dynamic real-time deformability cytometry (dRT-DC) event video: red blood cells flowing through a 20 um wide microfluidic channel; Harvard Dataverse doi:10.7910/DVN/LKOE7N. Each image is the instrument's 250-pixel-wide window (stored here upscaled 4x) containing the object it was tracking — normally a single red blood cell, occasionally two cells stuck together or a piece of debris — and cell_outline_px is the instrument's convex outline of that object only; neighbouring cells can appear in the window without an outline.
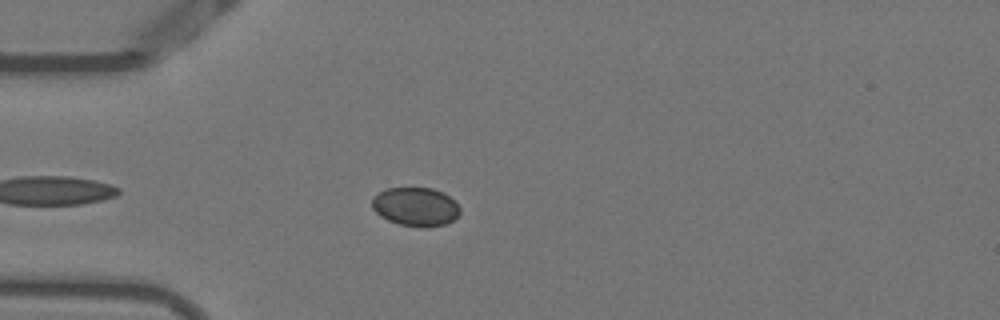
{"species": "Egyptian fruit bat (a non-hibernating species)", "species_latin": "Rousettus aegyptiacus", "temperature_condition": "warm", "stored_images_in_passage": 24, "camera_frame_rate_fps": 3000, "um_per_image_px": 0.085, "animal": {"sex": "female"}, "frame": {"image": 1, "passage_image": 6, "time_ms": 1.667, "image_size_px": [1000, 320], "cell_outline_px": [[460, 212], [452, 220], [444, 224], [400, 224], [388, 220], [380, 216], [372, 208], [372, 196], [388, 188], [432, 188], [444, 192], [460, 208]], "centroid_in_image_um": [35.28, 17.51], "position_along_channel_um": 49.7, "area_um2": 19.07}}
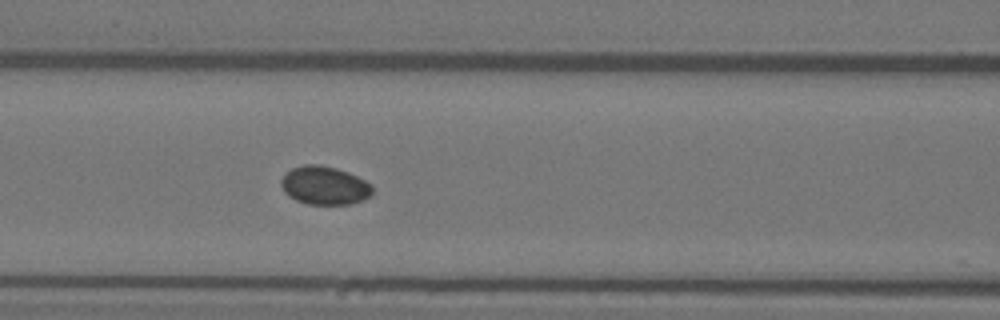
{"frame": {"image": 2, "passage_image": 14, "time_ms": 4.333, "image_size_px": [1000, 320], "cell_outline_px": [[372, 192], [364, 200], [352, 204], [308, 204], [296, 200], [288, 196], [284, 192], [280, 184], [280, 180], [292, 168], [304, 164], [320, 164], [336, 168], [348, 172], [372, 184]], "centroid_in_image_um": [27.57, 15.76], "position_along_channel_um": 139.0, "area_um2": 20.46}}
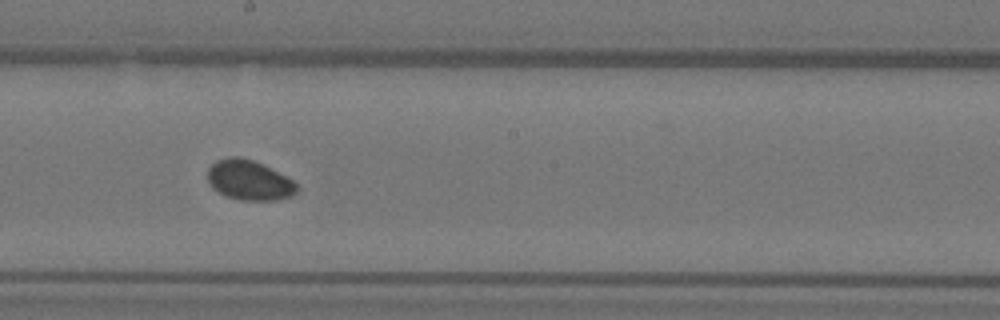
{"frame": {"image": 3, "passage_image": 21, "time_ms": 6.667, "image_size_px": [1000, 320], "cell_outline_px": [[300, 188], [292, 196], [276, 200], [240, 200], [228, 196], [212, 188], [208, 180], [208, 168], [216, 160], [228, 156], [240, 156], [264, 164], [292, 180]], "centroid_in_image_um": [21.18, 15.3], "position_along_channel_um": 227.0, "area_um2": 20.81}}